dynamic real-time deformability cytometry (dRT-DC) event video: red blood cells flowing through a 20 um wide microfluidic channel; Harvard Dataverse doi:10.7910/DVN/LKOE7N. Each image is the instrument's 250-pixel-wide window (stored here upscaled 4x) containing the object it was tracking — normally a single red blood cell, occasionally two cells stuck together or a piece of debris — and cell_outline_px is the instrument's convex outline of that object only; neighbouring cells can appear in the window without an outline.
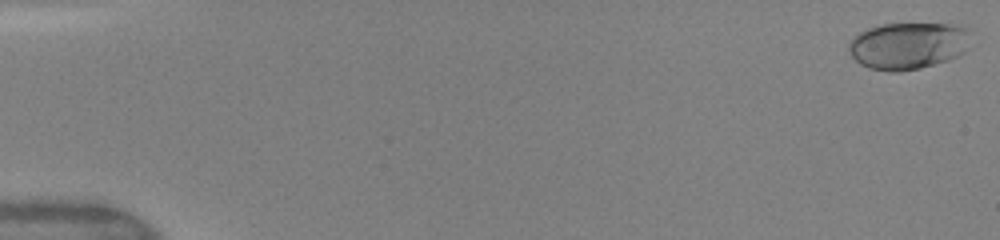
{"species": "human", "species_latin": "Homo sapiens", "temperature_condition": "warm", "stored_images_in_passage": 49, "camera_frame_rate_fps": 3000, "um_per_image_px": 0.085, "donor": {"sex": "female"}, "frame": {"image": 1, "passage_image": 1, "time_ms": 0.0, "image_size_px": [1000, 240], "cell_outline_px": [[964, 52], [948, 60], [920, 68], [900, 72], [888, 72], [868, 68], [860, 64], [848, 52], [848, 44], [860, 32], [868, 28], [880, 24], [964, 24]], "centroid_in_image_um": [77.08, 3.9], "position_along_channel_um": 7.9, "area_um2": 32.89}}
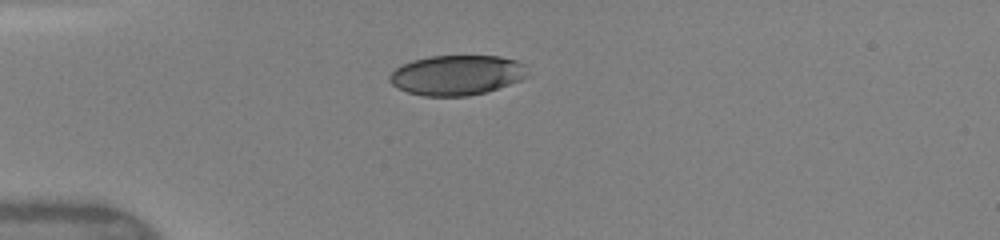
{"frame": {"image": 2, "passage_image": 14, "time_ms": 4.333, "image_size_px": [1000, 240], "cell_outline_px": [[532, 76], [484, 92], [468, 96], [424, 96], [408, 92], [396, 88], [388, 80], [388, 76], [396, 68], [412, 60], [432, 56], [500, 56], [516, 60], [524, 64]], "centroid_in_image_um": [38.84, 6.38], "position_along_channel_um": 46.2, "area_um2": 32.25}}
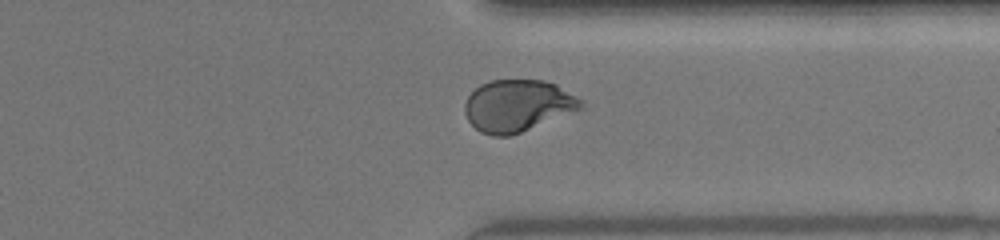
{"frame": {"image": 3, "passage_image": 39, "time_ms": 12.667, "image_size_px": [1000, 240], "cell_outline_px": [[584, 108], [520, 132], [508, 136], [492, 136], [480, 132], [468, 120], [464, 112], [464, 104], [468, 96], [480, 84], [492, 80], [544, 80], [556, 84], [584, 100]], "centroid_in_image_um": [44.01, 8.97], "position_along_channel_um": 367.4, "area_um2": 35.14}, "authors_computed_cell_mechanics": {"area_um2": 34.6222, "velocity_mm_per_s": 4.1539, "shape_relaxation_time_tau1_ms": 4.0066, "shape_relaxation_time_tau2_ms": 0.6466, "deformation_change_tau1": 0.1829, "deformation_change_tau2": 0.0513}}